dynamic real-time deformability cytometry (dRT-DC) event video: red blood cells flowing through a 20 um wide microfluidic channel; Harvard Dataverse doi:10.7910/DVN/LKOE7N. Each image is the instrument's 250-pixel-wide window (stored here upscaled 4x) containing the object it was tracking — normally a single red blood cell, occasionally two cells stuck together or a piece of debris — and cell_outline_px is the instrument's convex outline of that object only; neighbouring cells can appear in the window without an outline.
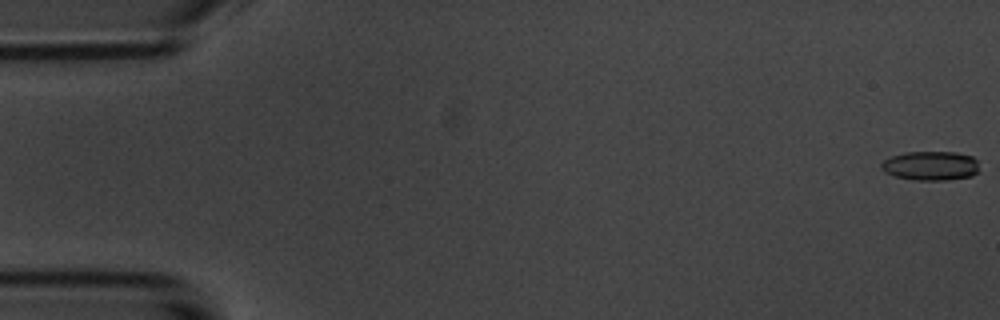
{"species": "common noctule bat (a hibernating species)", "species_latin": "Nyctalus noctula", "temperature_condition": "room temperature", "stored_images_in_passage": 8, "camera_frame_rate_fps": 3000, "um_per_image_px": 0.085, "animal": {"sex": "male", "body_mass_g": 20.1, "forearm_length_mm": 53.5}, "frame": {"image": 1, "passage_image": 1, "time_ms": 0.0, "image_size_px": [1000, 320], "cell_outline_px": [[980, 172], [972, 176], [948, 180], [912, 180], [896, 176], [884, 172], [880, 168], [880, 164], [884, 160], [892, 156], [904, 152], [956, 152], [972, 156], [976, 160]], "centroid_in_image_um": [79.11, 14.09], "position_along_channel_um": 5.9, "area_um2": 16.88}}
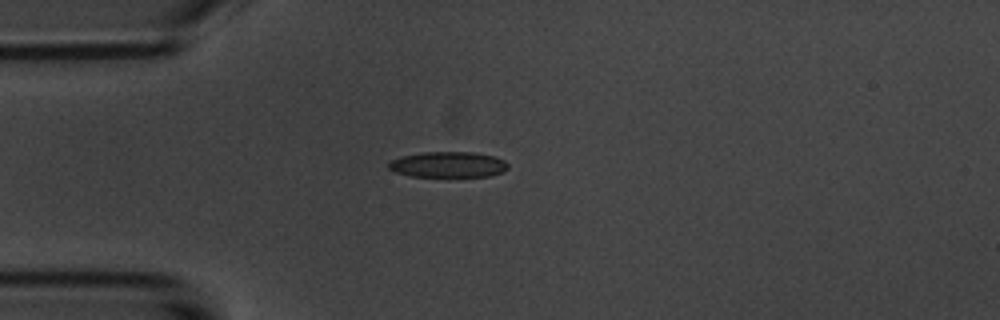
{"frame": {"image": 2, "passage_image": 5, "time_ms": 4.667, "image_size_px": [1000, 320], "cell_outline_px": [[508, 168], [504, 172], [488, 176], [412, 176], [396, 172], [388, 168], [388, 164], [392, 160], [400, 156], [424, 152], [476, 152], [496, 156], [504, 160], [508, 164]], "centroid_in_image_um": [38.13, 13.98], "position_along_channel_um": 46.9, "area_um2": 17.92}}
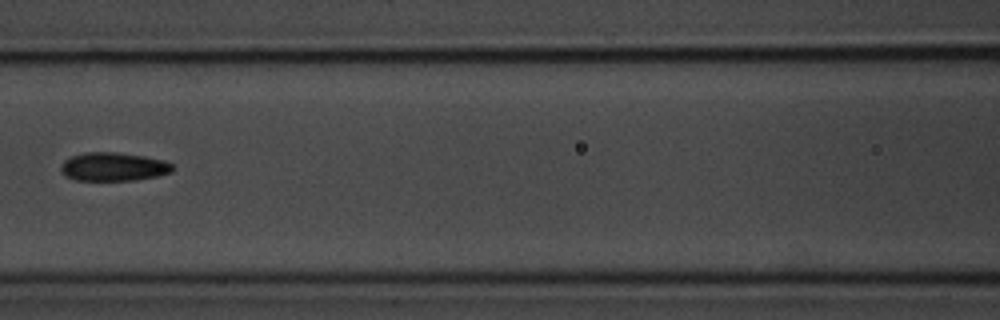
{"frame": {"image": 3, "passage_image": 8, "time_ms": 8.0, "image_size_px": [1000, 320], "cell_outline_px": [[176, 168], [172, 172], [156, 176], [136, 180], [72, 180], [64, 176], [60, 172], [60, 164], [64, 160], [72, 156], [84, 152], [116, 152], [144, 156], [164, 160], [172, 164]], "centroid_in_image_um": [9.62, 14.17], "position_along_channel_um": 157.0, "area_um2": 18.84}}